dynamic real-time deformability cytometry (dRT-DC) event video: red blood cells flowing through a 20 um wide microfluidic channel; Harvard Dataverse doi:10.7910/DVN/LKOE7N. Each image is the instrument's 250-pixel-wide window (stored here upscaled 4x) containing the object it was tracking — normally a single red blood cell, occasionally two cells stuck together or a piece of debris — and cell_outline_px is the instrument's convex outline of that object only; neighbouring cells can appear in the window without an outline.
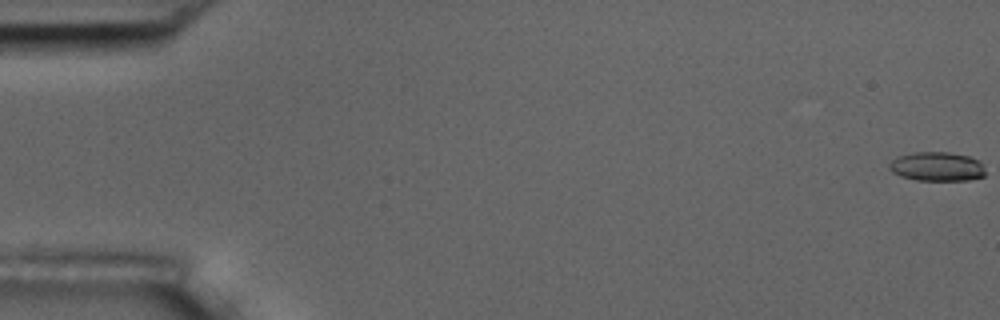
{"species": "common noctule bat (a hibernating species)", "species_latin": "Nyctalus noctula", "temperature_condition": "room temperature", "stored_images_in_passage": 55, "camera_frame_rate_fps": 3000, "um_per_image_px": 0.085, "animal": {"sex": "male", "body_mass_g": 17.5, "forearm_length_mm": 52.3}, "frame": {"image": 1, "passage_image": 1, "time_ms": 0.0, "image_size_px": [1000, 320], "cell_outline_px": [[984, 176], [968, 180], [916, 180], [900, 176], [892, 172], [888, 168], [888, 164], [896, 156], [912, 152], [948, 152], [968, 156], [980, 160], [984, 164]], "centroid_in_image_um": [79.62, 14.15], "position_along_channel_um": 5.4, "area_um2": 16.53}}
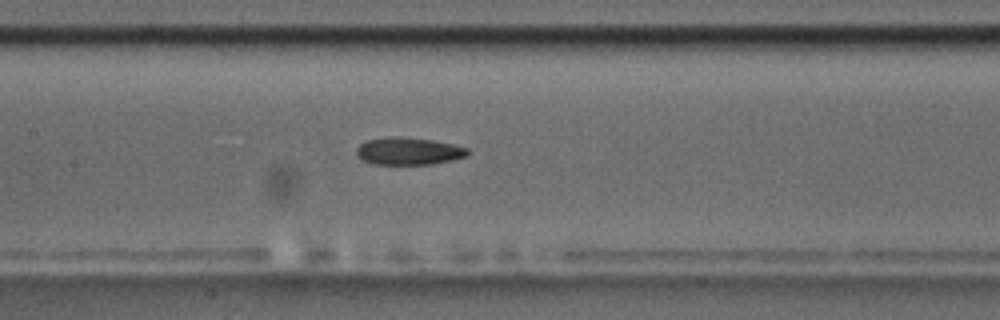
{"frame": {"image": 2, "passage_image": 27, "time_ms": 8.667, "image_size_px": [1000, 320], "cell_outline_px": [[468, 156], [456, 160], [432, 164], [372, 164], [360, 160], [356, 156], [356, 148], [360, 144], [368, 140], [388, 136], [400, 136], [432, 140], [452, 144], [468, 148]], "centroid_in_image_um": [34.71, 12.85], "position_along_channel_um": 172.7, "area_um2": 18.03}}
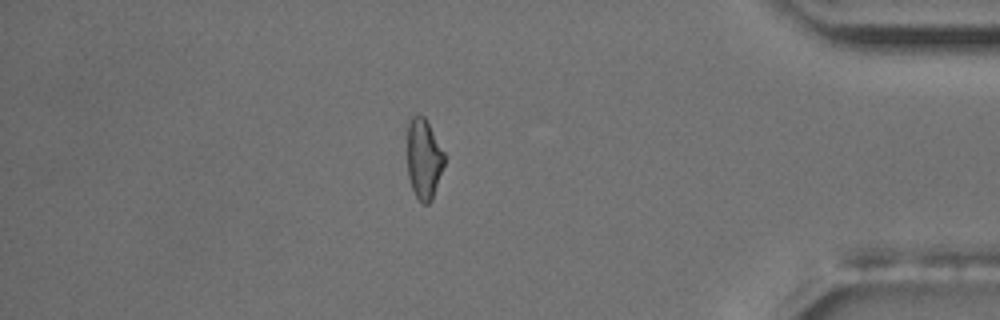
{"frame": {"image": 3, "passage_image": 48, "time_ms": 15.667, "image_size_px": [1000, 320], "cell_outline_px": [[444, 164], [432, 200], [428, 204], [424, 204], [416, 196], [412, 188], [408, 176], [408, 116], [424, 116], [444, 152]], "centroid_in_image_um": [36.01, 13.5], "position_along_channel_um": 399.2, "area_um2": 17.11}, "authors_computed_cell_mechanics": {"area_um2": 17.7446, "velocity_mm_per_s": 3.745, "shape_relaxation_time_tau1_ms": null, "shape_relaxation_time_tau2_ms": 6.4478, "deformation_change_tau1": null, "deformation_change_tau2": 0.1693}}